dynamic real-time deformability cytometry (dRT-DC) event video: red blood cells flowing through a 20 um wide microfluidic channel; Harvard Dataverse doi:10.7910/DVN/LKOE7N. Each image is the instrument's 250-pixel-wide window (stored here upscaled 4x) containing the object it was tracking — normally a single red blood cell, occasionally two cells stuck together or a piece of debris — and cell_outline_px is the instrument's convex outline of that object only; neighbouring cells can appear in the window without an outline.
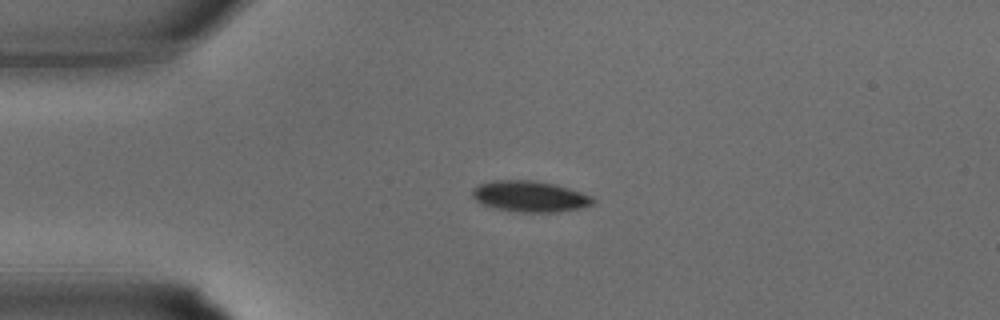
{"species": "common noctule bat (a hibernating species)", "species_latin": "Nyctalus noctula", "temperature_condition": "warm", "stored_images_in_passage": 27, "camera_frame_rate_fps": 3000, "um_per_image_px": 0.085, "animal": {"sex": "male", "body_mass_g": 15.6}, "frame": {"image": 1, "passage_image": 1, "time_ms": 0.0, "image_size_px": [1000, 320], "cell_outline_px": [[596, 200], [592, 204], [580, 208], [556, 212], [520, 212], [492, 208], [476, 200], [472, 196], [472, 188], [480, 184], [492, 180], [532, 180], [556, 184], [592, 196]], "centroid_in_image_um": [45.03, 16.69], "position_along_channel_um": 40.0, "area_um2": 21.79}}
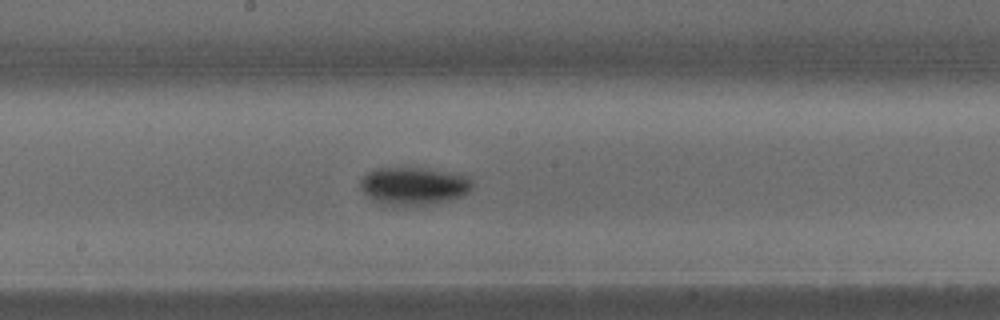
{"frame": {"image": 2, "passage_image": 11, "time_ms": 3.333, "image_size_px": [1000, 320], "cell_outline_px": [[472, 188], [464, 196], [448, 200], [404, 208], [380, 204], [372, 200], [360, 188], [360, 180], [368, 172], [376, 168], [428, 168], [456, 172], [468, 176], [472, 180]], "centroid_in_image_um": [35.18, 15.82], "position_along_channel_um": 213.0, "area_um2": 25.32}}
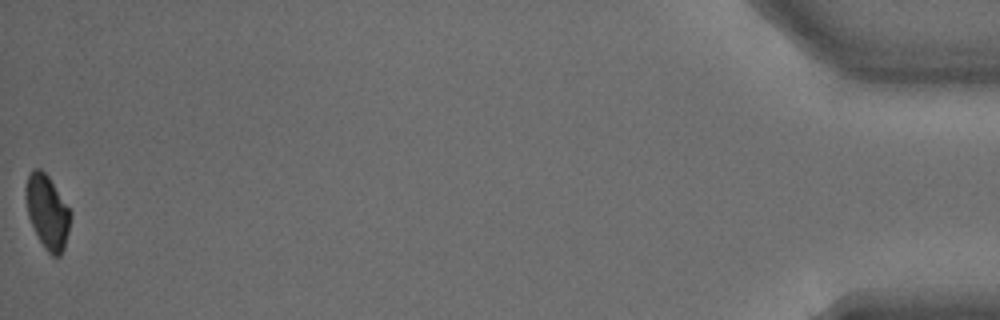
{"frame": {"image": 3, "passage_image": 27, "time_ms": 8.667, "image_size_px": [1000, 320], "cell_outline_px": [[72, 212], [68, 232], [64, 248], [60, 256], [52, 256], [44, 248], [28, 216], [24, 196], [24, 188], [28, 176], [36, 168], [40, 168], [48, 176]], "centroid_in_image_um": [4.02, 18.01], "position_along_channel_um": 431.2, "area_um2": 19.13}}